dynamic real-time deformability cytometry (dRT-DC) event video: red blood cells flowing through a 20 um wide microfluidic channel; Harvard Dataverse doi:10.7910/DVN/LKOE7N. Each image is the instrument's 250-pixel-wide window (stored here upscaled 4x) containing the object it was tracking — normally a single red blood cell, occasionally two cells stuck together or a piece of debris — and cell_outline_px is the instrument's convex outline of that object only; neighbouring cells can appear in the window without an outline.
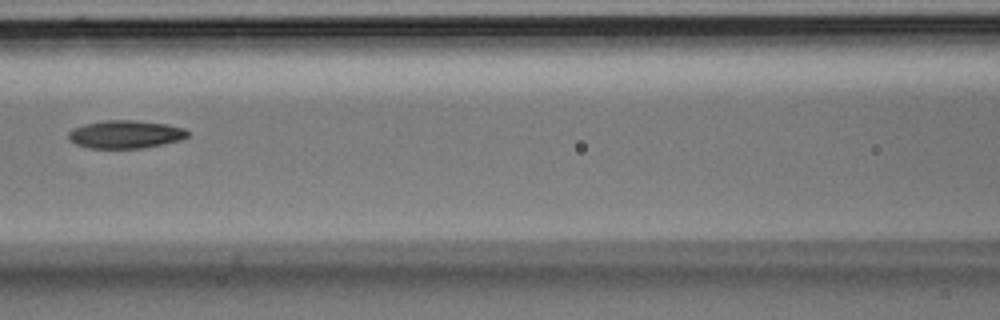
{"species": "Egyptian fruit bat (a non-hibernating species)", "species_latin": "Rousettus aegyptiacus", "temperature_condition": "room temperature", "stored_images_in_passage": 6, "camera_frame_rate_fps": 3000, "um_per_image_px": 0.085, "animal": {"sex": "male"}, "frame": {"image": 1, "passage_image": 6, "time_ms": 1.667, "image_size_px": [1000, 320], "cell_outline_px": [[188, 136], [180, 140], [164, 144], [140, 148], [88, 148], [76, 144], [68, 140], [68, 132], [72, 128], [84, 124], [104, 120], [132, 120], [168, 124], [184, 128], [188, 132]], "centroid_in_image_um": [10.63, 11.41], "position_along_channel_um": 156.0, "area_um2": 19.54}}